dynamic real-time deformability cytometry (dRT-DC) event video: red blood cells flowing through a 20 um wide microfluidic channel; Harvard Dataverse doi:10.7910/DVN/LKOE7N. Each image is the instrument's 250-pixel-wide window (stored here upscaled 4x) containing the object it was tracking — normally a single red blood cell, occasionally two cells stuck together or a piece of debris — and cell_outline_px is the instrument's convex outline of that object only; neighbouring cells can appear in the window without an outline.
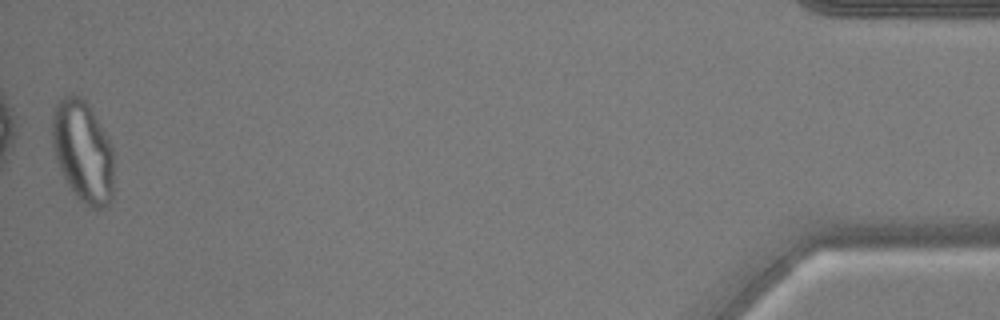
{"species": "common noctule bat (a hibernating species)", "species_latin": "Nyctalus noctula", "temperature_condition": "warm", "stored_images_in_passage": 37, "camera_frame_rate_fps": 3000, "um_per_image_px": 0.085, "animal": {"sex": "male", "body_mass_g": 17.9, "forearm_length_mm": 54.2}, "frame": {"image": 1, "passage_image": 37, "time_ms": 12.0, "image_size_px": [1000, 320], "cell_outline_px": [[112, 196], [108, 204], [104, 208], [88, 208], [76, 196], [64, 176], [60, 168], [52, 144], [52, 116], [56, 104], [64, 96], [72, 92], [80, 96], [88, 104], [108, 136], [112, 148]], "centroid_in_image_um": [7.04, 12.84], "position_along_channel_um": 428.2, "area_um2": 36.36}, "authors_computed_cell_mechanics": {"area_um2": 28.3798, "velocity_mm_per_s": 3.7988, "shape_relaxation_time_tau1_ms": null, "shape_relaxation_time_tau2_ms": 0.6669, "deformation_change_tau1": null, "deformation_change_tau2": 0.0712}}